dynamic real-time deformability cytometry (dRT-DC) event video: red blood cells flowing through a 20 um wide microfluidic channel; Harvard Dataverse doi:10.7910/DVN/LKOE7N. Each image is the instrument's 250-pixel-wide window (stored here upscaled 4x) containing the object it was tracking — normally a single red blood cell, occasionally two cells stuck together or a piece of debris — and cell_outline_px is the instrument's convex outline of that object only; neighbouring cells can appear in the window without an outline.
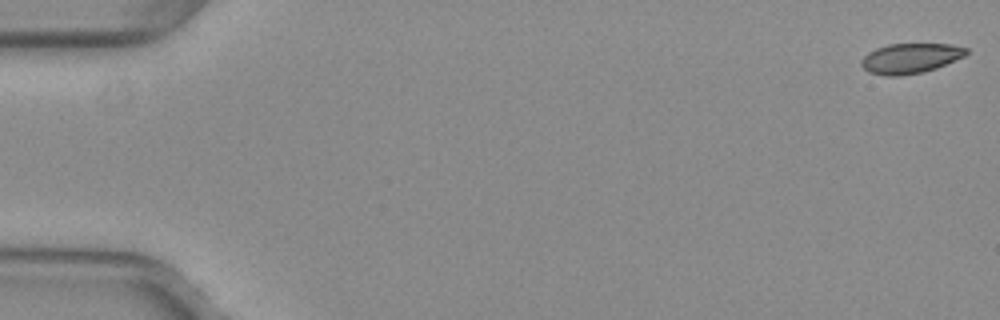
{"species": "common noctule bat (a hibernating species)", "species_latin": "Nyctalus noctula", "temperature_condition": "warm", "stored_images_in_passage": 48, "camera_frame_rate_fps": 3000, "um_per_image_px": 0.085, "animal": {"sex": "female", "body_mass_g": 29.2, "forearm_length_mm": 56.3}, "frame": {"image": 1, "passage_image": 1, "time_ms": 0.0, "image_size_px": [1000, 320], "cell_outline_px": [[968, 52], [964, 56], [936, 68], [924, 72], [900, 76], [888, 76], [868, 72], [860, 64], [860, 60], [868, 52], [876, 48], [888, 44], [948, 44], [968, 48]], "centroid_in_image_um": [77.35, 4.96], "position_along_channel_um": 7.6, "area_um2": 18.38}}
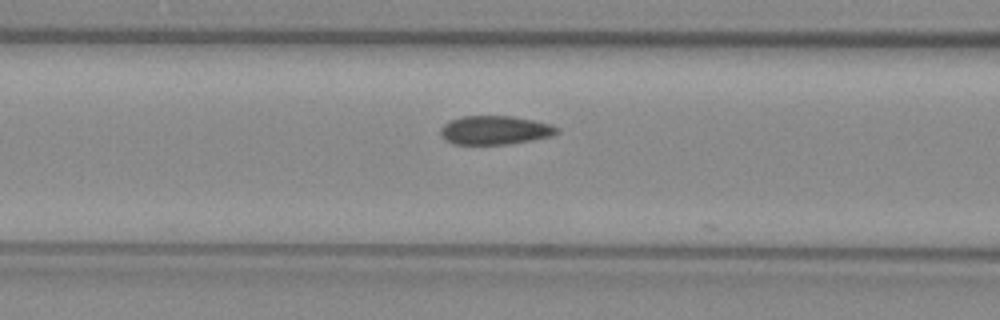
{"frame": {"image": 2, "passage_image": 22, "time_ms": 7.0, "image_size_px": [1000, 320], "cell_outline_px": [[560, 132], [552, 136], [532, 140], [508, 144], [456, 144], [444, 140], [440, 132], [440, 128], [444, 124], [452, 120], [464, 116], [512, 116], [532, 120], [548, 124], [560, 128]], "centroid_in_image_um": [42.08, 11.07], "position_along_channel_um": 124.5, "area_um2": 19.42}}
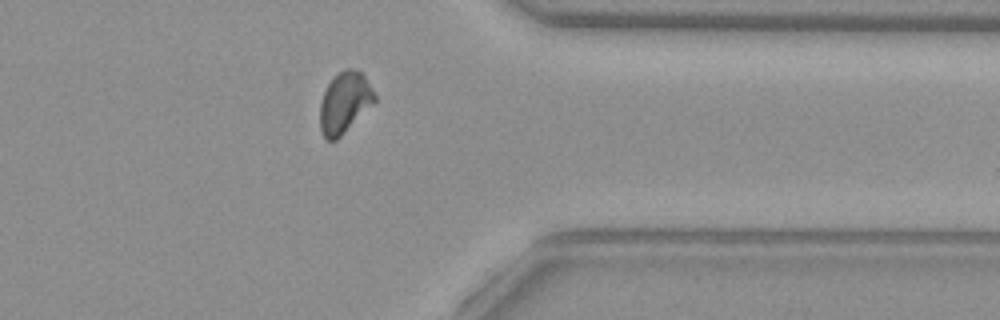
{"frame": {"image": 3, "passage_image": 42, "time_ms": 13.667, "image_size_px": [1000, 320], "cell_outline_px": [[376, 100], [336, 140], [328, 140], [324, 136], [320, 128], [320, 104], [324, 92], [328, 84], [344, 68], [352, 68], [360, 72], [364, 76], [372, 88], [376, 96]], "centroid_in_image_um": [29.28, 8.71], "position_along_channel_um": 382.1, "area_um2": 18.9}}